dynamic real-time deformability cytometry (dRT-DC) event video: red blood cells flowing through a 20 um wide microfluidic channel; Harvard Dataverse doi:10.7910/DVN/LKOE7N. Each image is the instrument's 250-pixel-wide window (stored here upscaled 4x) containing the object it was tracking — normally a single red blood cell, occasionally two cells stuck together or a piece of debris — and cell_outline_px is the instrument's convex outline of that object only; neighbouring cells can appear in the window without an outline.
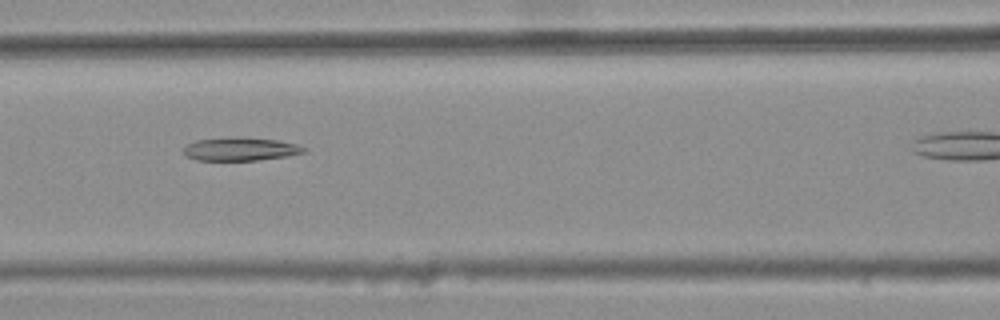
{"species": "common noctule bat (a hibernating species)", "species_latin": "Nyctalus noctula", "temperature_condition": "warm", "stored_images_in_passage": 8, "camera_frame_rate_fps": 3000, "um_per_image_px": 0.085, "animal": {"sex": "female", "body_mass_g": 25.1}, "frame": {"image": 1, "passage_image": 5, "time_ms": 1.333, "image_size_px": [1000, 320], "cell_outline_px": [[308, 152], [288, 156], [256, 160], [196, 160], [184, 156], [184, 148], [188, 144], [196, 140], [240, 136], [276, 140], [296, 144], [308, 148]], "centroid_in_image_um": [20.47, 12.67], "position_along_channel_um": 146.1, "area_um2": 16.47}}
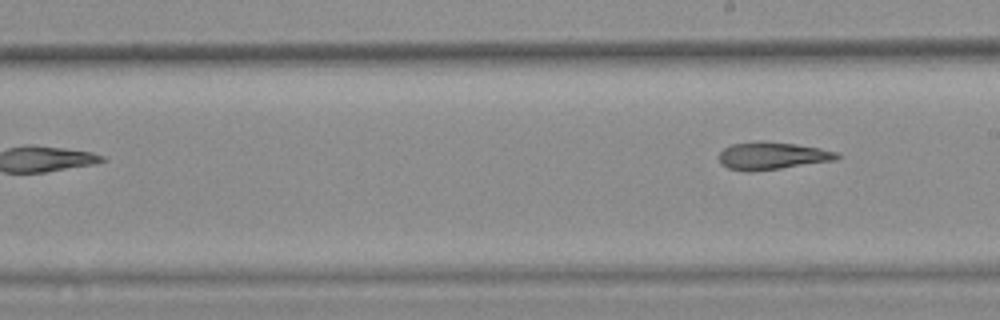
{"frame": {"image": 2, "passage_image": 8, "time_ms": 2.333, "image_size_px": [1000, 320], "cell_outline_px": [[840, 156], [836, 160], [780, 168], [748, 172], [728, 168], [720, 164], [720, 152], [724, 148], [732, 144], [760, 140], [764, 140], [796, 144], [820, 148], [836, 152]], "centroid_in_image_um": [65.61, 13.23], "position_along_channel_um": 223.4, "area_um2": 18.9}}